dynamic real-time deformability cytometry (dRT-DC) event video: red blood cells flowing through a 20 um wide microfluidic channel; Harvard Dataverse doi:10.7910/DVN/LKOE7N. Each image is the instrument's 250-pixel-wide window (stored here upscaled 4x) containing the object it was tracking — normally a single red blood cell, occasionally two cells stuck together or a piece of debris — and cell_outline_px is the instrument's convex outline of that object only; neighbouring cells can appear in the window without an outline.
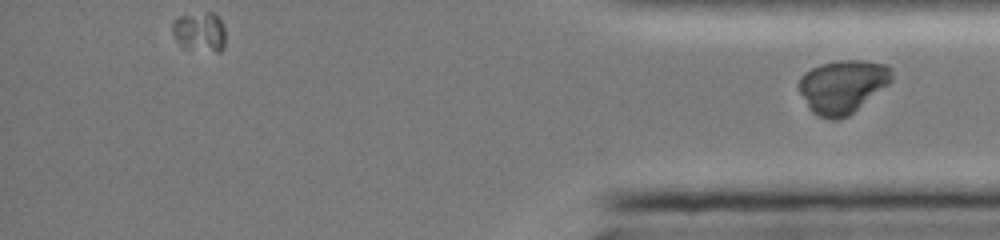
{"species": "common noctule bat (a hibernating species)", "species_latin": "Nyctalus noctula", "temperature_condition": "cold", "stored_images_in_passage": 34, "segment_of_instrument_passage": [2, 2], "camera_frame_rate_fps": 3000, "um_per_image_px": 0.085, "animal": {"sex": "female", "body_mass_g": 19.0, "forearm_length_mm": 51.5}, "frame": {"image": 1, "passage_image": 34, "time_ms": 11.0, "image_size_px": [1000, 240], "cell_outline_px": [[892, 80], [888, 84], [848, 116], [840, 120], [832, 120], [820, 116], [812, 112], [808, 108], [800, 92], [800, 76], [804, 72], [820, 64], [840, 60], [864, 60], [884, 64], [892, 68]], "centroid_in_image_um": [71.61, 7.34], "position_along_channel_um": 363.6, "area_um2": 28.67}}